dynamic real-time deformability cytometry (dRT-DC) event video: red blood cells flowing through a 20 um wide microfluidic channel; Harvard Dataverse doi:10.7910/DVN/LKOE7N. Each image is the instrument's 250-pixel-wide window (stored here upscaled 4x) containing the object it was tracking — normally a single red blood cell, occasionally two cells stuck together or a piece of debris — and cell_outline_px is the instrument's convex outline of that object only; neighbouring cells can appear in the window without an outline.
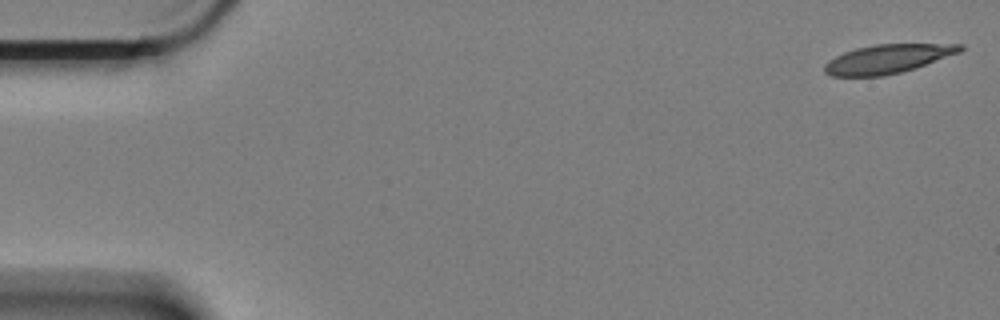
{"species": "Egyptian fruit bat (a non-hibernating species)", "species_latin": "Rousettus aegyptiacus", "temperature_condition": "cold", "stored_images_in_passage": 13, "camera_frame_rate_fps": 3000, "um_per_image_px": 0.085, "animal": {"sex": "female"}, "frame": {"image": 1, "passage_image": 1, "time_ms": 0.0, "image_size_px": [1000, 320], "cell_outline_px": [[964, 48], [960, 52], [900, 72], [884, 76], [832, 76], [824, 72], [824, 64], [828, 60], [844, 52], [856, 48], [876, 44], [964, 44]], "centroid_in_image_um": [75.4, 5.0], "position_along_channel_um": 9.6, "area_um2": 22.48}}